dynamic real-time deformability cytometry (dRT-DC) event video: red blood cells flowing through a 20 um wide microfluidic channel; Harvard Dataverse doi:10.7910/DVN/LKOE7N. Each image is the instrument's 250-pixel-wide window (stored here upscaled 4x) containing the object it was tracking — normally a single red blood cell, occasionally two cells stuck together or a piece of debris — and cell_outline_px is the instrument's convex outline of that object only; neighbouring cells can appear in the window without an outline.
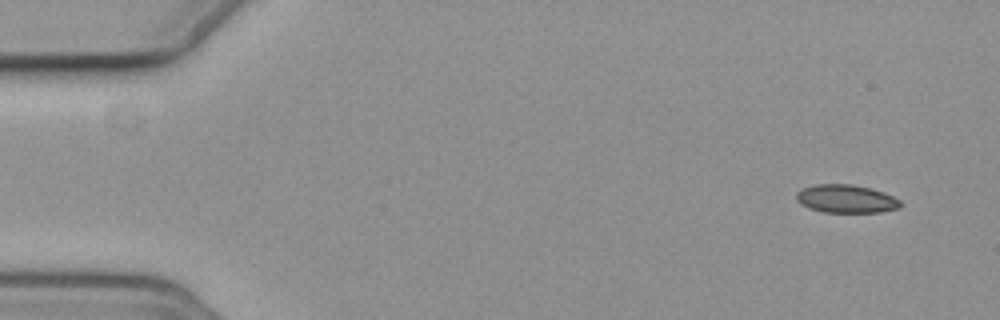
{"species": "common noctule bat (a hibernating species)", "species_latin": "Nyctalus noctula", "temperature_condition": "cold", "stored_images_in_passage": 6, "camera_frame_rate_fps": 3000, "um_per_image_px": 0.085, "animal": {"sex": "female", "body_mass_g": 19.3, "forearm_length_mm": 54.1}, "frame": {"image": 1, "passage_image": 1, "time_ms": 0.0, "image_size_px": [1000, 320], "cell_outline_px": [[904, 204], [900, 208], [880, 212], [824, 212], [808, 208], [800, 204], [796, 200], [796, 192], [804, 188], [816, 184], [852, 184], [884, 192], [900, 200]], "centroid_in_image_um": [71.93, 16.9], "position_along_channel_um": 13.1, "area_um2": 17.17}}
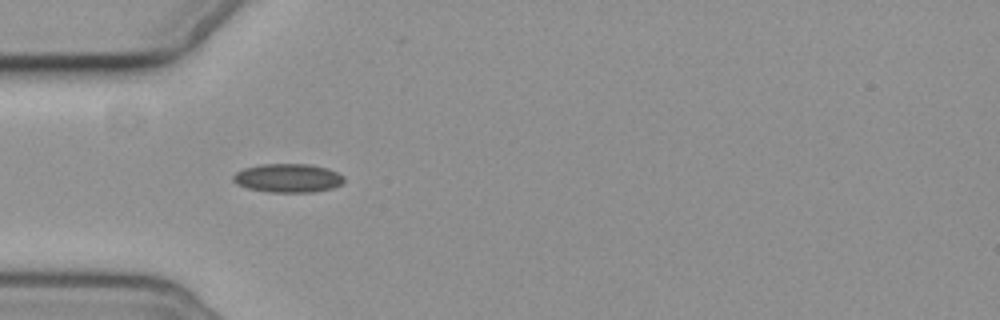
{"frame": {"image": 2, "passage_image": 5, "time_ms": 4.667, "image_size_px": [1000, 320], "cell_outline_px": [[344, 180], [340, 184], [332, 188], [312, 192], [268, 192], [248, 188], [236, 184], [232, 180], [232, 176], [236, 172], [244, 168], [260, 164], [308, 164], [328, 168], [344, 176]], "centroid_in_image_um": [24.45, 15.13], "position_along_channel_um": 60.6, "area_um2": 18.55}}
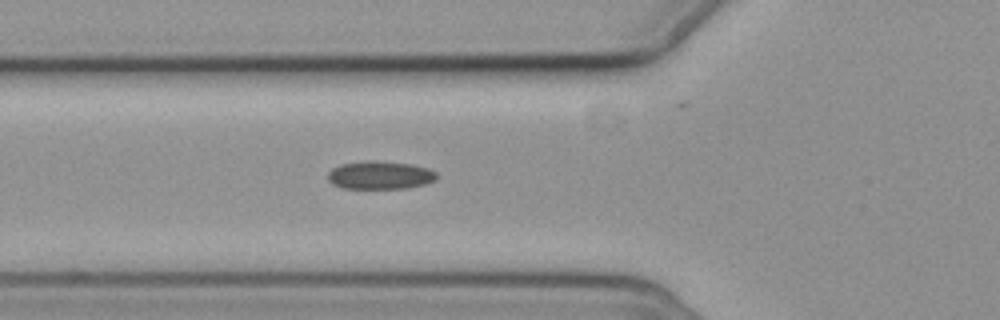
{"frame": {"image": 3, "passage_image": 6, "time_ms": 5.667, "image_size_px": [1000, 320], "cell_outline_px": [[436, 180], [424, 184], [404, 188], [344, 188], [332, 184], [328, 180], [328, 172], [332, 168], [340, 164], [368, 160], [376, 160], [412, 164], [428, 168], [436, 172]], "centroid_in_image_um": [32.28, 14.87], "position_along_channel_um": 93.5, "area_um2": 17.86}}